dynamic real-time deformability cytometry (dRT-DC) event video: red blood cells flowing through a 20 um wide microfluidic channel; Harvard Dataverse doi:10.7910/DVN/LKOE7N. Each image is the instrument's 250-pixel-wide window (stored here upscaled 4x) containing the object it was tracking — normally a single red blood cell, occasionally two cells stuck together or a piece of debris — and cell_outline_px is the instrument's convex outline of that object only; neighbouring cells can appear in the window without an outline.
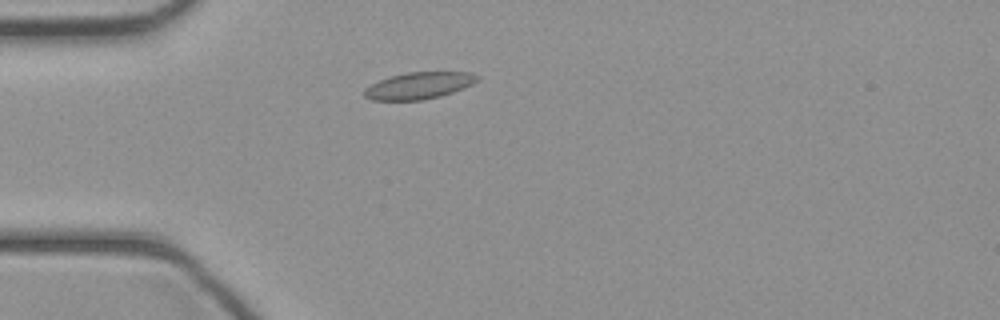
{"species": "common noctule bat (a hibernating species)", "species_latin": "Nyctalus noctula", "temperature_condition": "cold", "stored_images_in_passage": 28, "camera_frame_rate_fps": 3000, "um_per_image_px": 0.085, "animal": {"sex": "female", "body_mass_g": 21.9}, "frame": {"image": 1, "passage_image": 1, "time_ms": 0.0, "image_size_px": [1000, 320], "cell_outline_px": [[480, 80], [464, 88], [440, 96], [420, 100], [372, 100], [364, 96], [364, 88], [388, 76], [404, 72], [472, 72], [480, 76]], "centroid_in_image_um": [35.63, 7.26], "position_along_channel_um": 49.4, "area_um2": 17.74}}
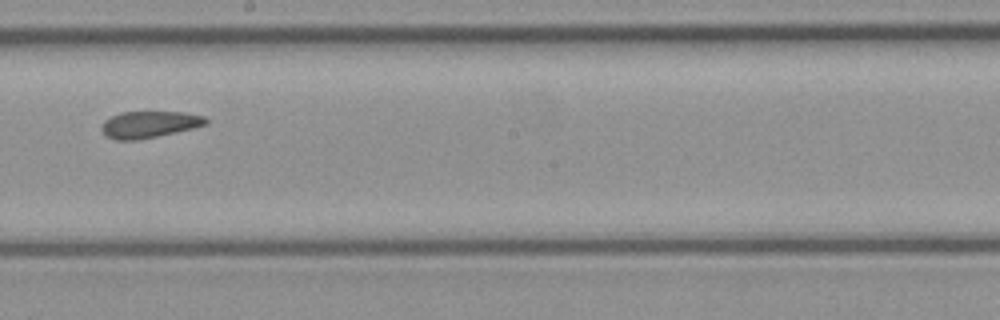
{"frame": {"image": 2, "passage_image": 14, "time_ms": 4.333, "image_size_px": [1000, 320], "cell_outline_px": [[208, 124], [192, 128], [156, 136], [136, 140], [116, 140], [104, 136], [100, 128], [100, 124], [104, 120], [120, 112], [184, 112], [204, 116], [208, 120]], "centroid_in_image_um": [12.63, 10.57], "position_along_channel_um": 235.6, "area_um2": 16.24}}
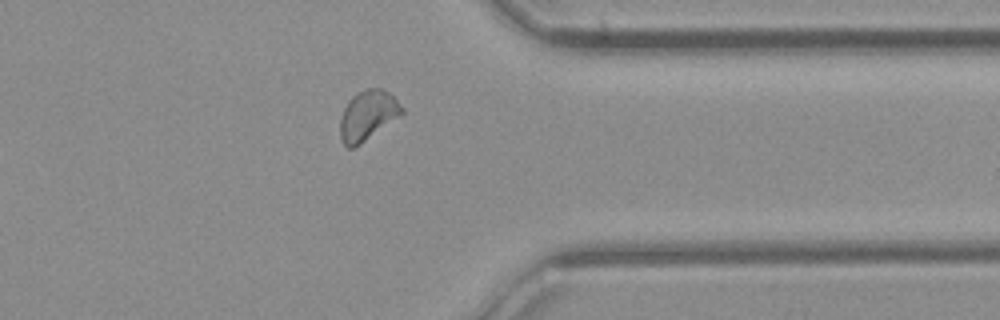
{"frame": {"image": 3, "passage_image": 24, "time_ms": 7.667, "image_size_px": [1000, 320], "cell_outline_px": [[404, 112], [360, 144], [352, 148], [348, 148], [344, 144], [340, 136], [340, 120], [344, 108], [348, 100], [356, 92], [364, 88], [380, 88], [388, 92], [404, 108]], "centroid_in_image_um": [31.23, 9.78], "position_along_channel_um": 380.2, "area_um2": 17.69}}